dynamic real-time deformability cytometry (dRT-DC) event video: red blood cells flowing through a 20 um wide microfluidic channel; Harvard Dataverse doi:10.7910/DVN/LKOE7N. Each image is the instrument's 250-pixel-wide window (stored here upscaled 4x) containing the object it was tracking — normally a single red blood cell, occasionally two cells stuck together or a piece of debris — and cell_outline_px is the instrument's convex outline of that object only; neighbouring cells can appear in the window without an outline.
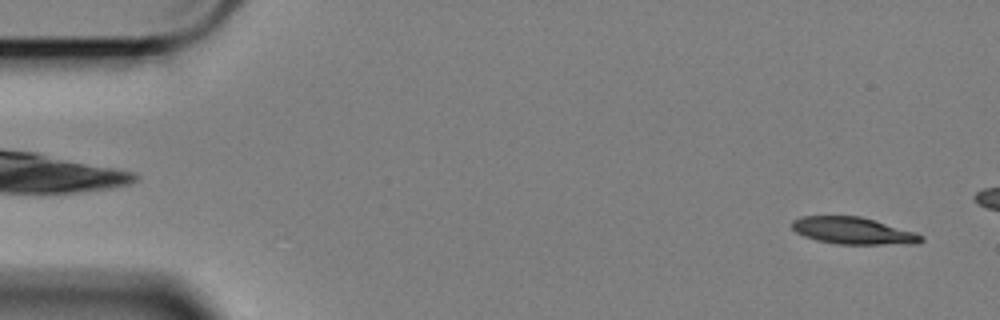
{"species": "Egyptian fruit bat (a non-hibernating species)", "species_latin": "Rousettus aegyptiacus", "temperature_condition": "cold", "stored_images_in_passage": 52, "camera_frame_rate_fps": 3000, "um_per_image_px": 0.085, "animal": {"sex": "female"}, "frame": {"image": 1, "passage_image": 3, "time_ms": 0.667, "image_size_px": [1000, 320], "cell_outline_px": [[924, 240], [920, 244], [836, 244], [816, 240], [804, 236], [796, 232], [792, 228], [792, 220], [800, 216], [860, 216], [916, 232], [924, 236]], "centroid_in_image_um": [72.54, 19.62], "position_along_channel_um": 12.5, "area_um2": 20.46}}
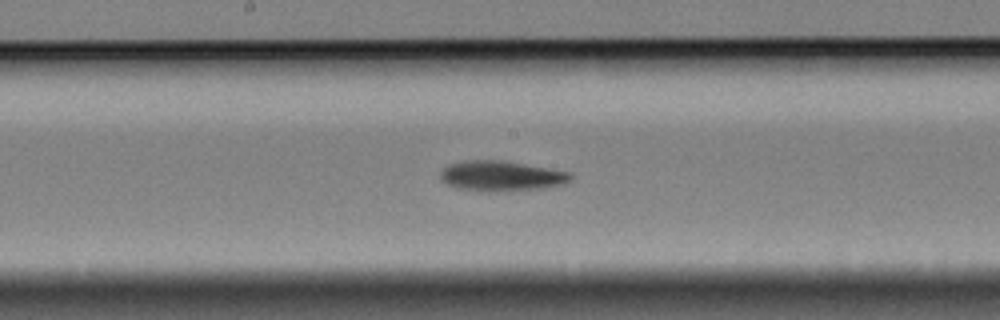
{"frame": {"image": 2, "passage_image": 30, "time_ms": 9.667, "image_size_px": [1000, 320], "cell_outline_px": [[572, 180], [564, 184], [544, 188], [496, 192], [480, 192], [456, 188], [440, 180], [440, 172], [448, 164], [464, 160], [504, 160], [572, 172]], "centroid_in_image_um": [42.61, 14.96], "position_along_channel_um": 205.6, "area_um2": 23.47}}
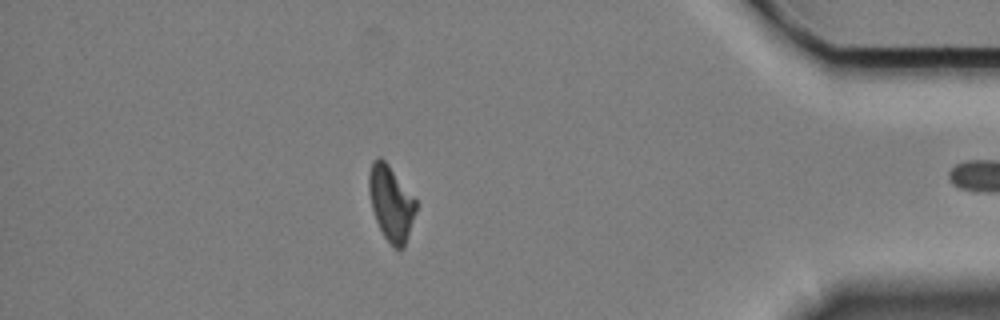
{"frame": {"image": 3, "passage_image": 51, "time_ms": 16.667, "image_size_px": [1000, 320], "cell_outline_px": [[416, 212], [404, 248], [392, 248], [384, 236], [376, 220], [372, 208], [368, 192], [368, 176], [372, 160], [380, 156], [388, 164], [416, 200]], "centroid_in_image_um": [33.22, 17.27], "position_along_channel_um": 402.0, "area_um2": 20.52}}